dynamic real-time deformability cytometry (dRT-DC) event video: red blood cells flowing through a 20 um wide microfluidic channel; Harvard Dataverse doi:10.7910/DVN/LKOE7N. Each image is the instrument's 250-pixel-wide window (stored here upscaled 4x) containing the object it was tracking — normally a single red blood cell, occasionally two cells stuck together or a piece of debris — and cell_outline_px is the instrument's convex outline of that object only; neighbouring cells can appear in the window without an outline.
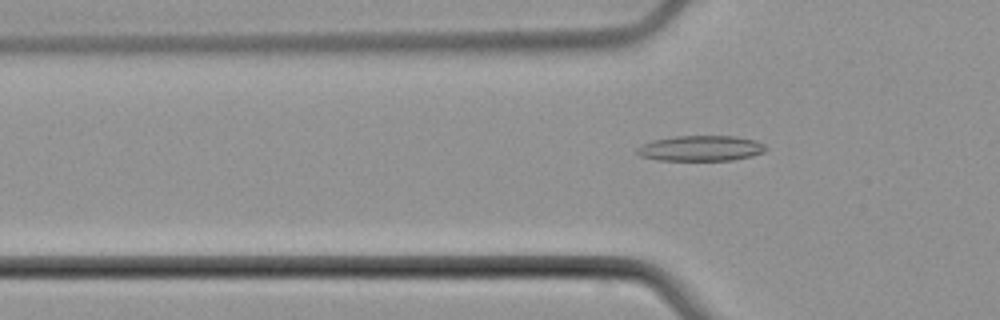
{"species": "common noctule bat (a hibernating species)", "species_latin": "Nyctalus noctula", "temperature_condition": "cold", "stored_images_in_passage": 5, "camera_frame_rate_fps": 3000, "um_per_image_px": 0.085, "animal": {"sex": "male", "body_mass_g": 21.5, "forearm_length_mm": 52.0}, "frame": {"image": 1, "passage_image": 5, "time_ms": 7.0, "image_size_px": [1000, 320], "cell_outline_px": [[768, 148], [764, 152], [752, 156], [732, 160], [656, 160], [640, 156], [636, 152], [636, 148], [652, 140], [676, 136], [736, 136], [756, 140], [764, 144]], "centroid_in_image_um": [59.58, 12.6], "position_along_channel_um": 66.2, "area_um2": 19.19}}